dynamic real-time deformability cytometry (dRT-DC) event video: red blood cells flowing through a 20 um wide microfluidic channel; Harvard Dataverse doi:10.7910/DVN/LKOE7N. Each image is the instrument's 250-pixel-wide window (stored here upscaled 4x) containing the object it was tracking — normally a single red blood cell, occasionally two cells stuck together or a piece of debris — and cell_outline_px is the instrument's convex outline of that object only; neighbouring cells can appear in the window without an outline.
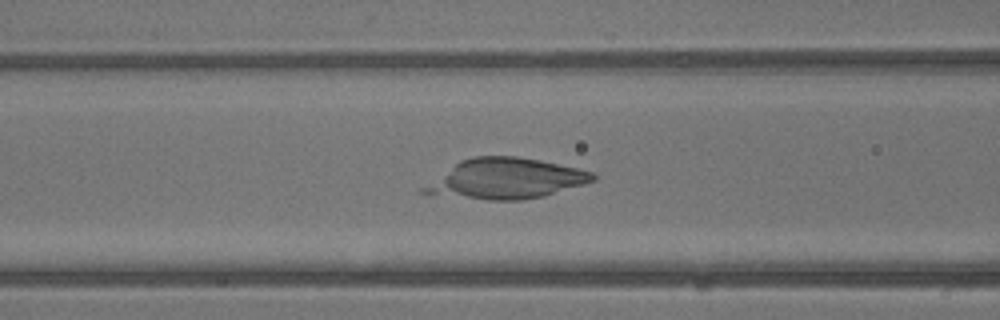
{"species": "common noctule bat (a hibernating species)", "species_latin": "Nyctalus noctula", "temperature_condition": "warm", "stored_images_in_passage": 38, "camera_frame_rate_fps": 3000, "um_per_image_px": 0.085, "animal": {"sex": "male", "body_mass_g": 13.3}, "frame": {"image": 1, "passage_image": 14, "time_ms": 4.333, "image_size_px": [1000, 320], "cell_outline_px": [[596, 180], [584, 184], [544, 196], [524, 200], [488, 200], [420, 192], [420, 188], [460, 160], [472, 156], [516, 156], [540, 160], [576, 168], [592, 172], [596, 176]], "centroid_in_image_um": [43.01, 15.18], "position_along_channel_um": 123.6, "area_um2": 39.3}}
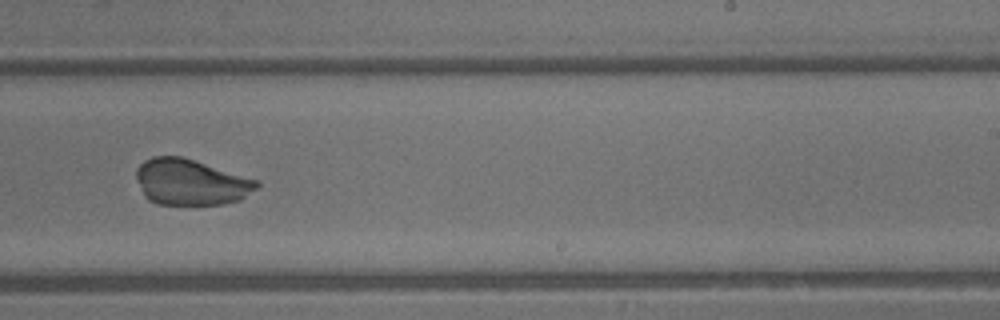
{"frame": {"image": 2, "passage_image": 23, "time_ms": 7.333, "image_size_px": [1000, 320], "cell_outline_px": [[260, 184], [256, 188], [240, 200], [224, 204], [156, 204], [148, 200], [144, 196], [136, 176], [136, 168], [144, 160], [152, 156], [180, 156], [256, 180]], "centroid_in_image_um": [16.16, 15.49], "position_along_channel_um": 272.8, "area_um2": 31.85}}
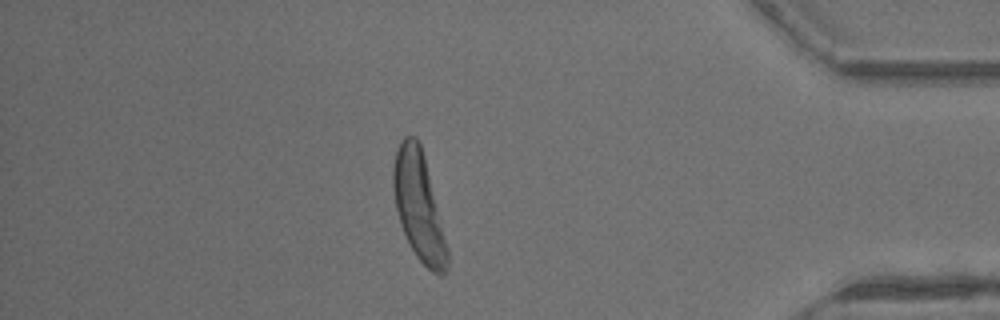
{"frame": {"image": 3, "passage_image": 33, "time_ms": 10.667, "image_size_px": [1000, 320], "cell_outline_px": [[448, 268], [444, 276], [436, 276], [416, 256], [400, 224], [396, 208], [392, 184], [392, 168], [396, 152], [404, 136], [416, 136], [420, 144], [424, 156], [448, 248]], "centroid_in_image_um": [35.6, 17.55], "position_along_channel_um": 399.6, "area_um2": 33.76}}